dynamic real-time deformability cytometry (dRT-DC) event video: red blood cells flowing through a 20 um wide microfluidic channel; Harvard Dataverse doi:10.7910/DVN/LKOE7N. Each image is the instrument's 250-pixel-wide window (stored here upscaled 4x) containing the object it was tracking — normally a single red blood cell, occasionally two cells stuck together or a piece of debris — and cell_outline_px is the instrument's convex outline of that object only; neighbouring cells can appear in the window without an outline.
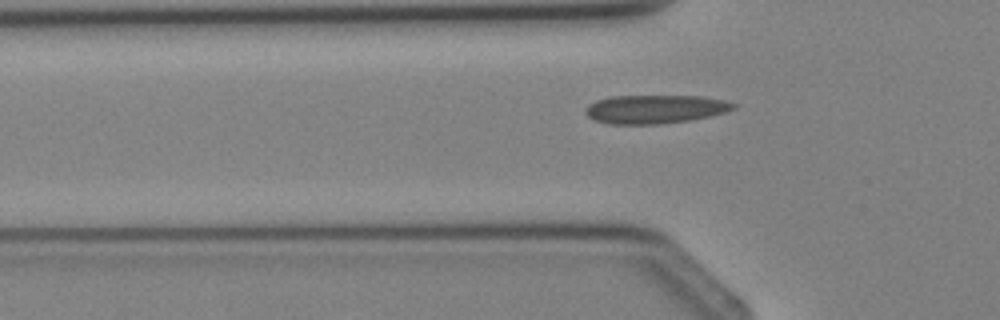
{"species": "Egyptian fruit bat (a non-hibernating species)", "species_latin": "Rousettus aegyptiacus", "temperature_condition": "cold", "stored_images_in_passage": 4, "camera_frame_rate_fps": 3000, "um_per_image_px": 0.085, "animal": {"sex": "female"}, "frame": {"image": 1, "passage_image": 4, "time_ms": 4.333, "image_size_px": [1000, 320], "cell_outline_px": [[736, 108], [712, 116], [692, 120], [660, 124], [608, 124], [592, 120], [584, 112], [588, 104], [596, 100], [612, 96], [700, 96], [724, 100], [736, 104]], "centroid_in_image_um": [55.66, 9.28], "position_along_channel_um": 70.1, "area_um2": 24.85}}